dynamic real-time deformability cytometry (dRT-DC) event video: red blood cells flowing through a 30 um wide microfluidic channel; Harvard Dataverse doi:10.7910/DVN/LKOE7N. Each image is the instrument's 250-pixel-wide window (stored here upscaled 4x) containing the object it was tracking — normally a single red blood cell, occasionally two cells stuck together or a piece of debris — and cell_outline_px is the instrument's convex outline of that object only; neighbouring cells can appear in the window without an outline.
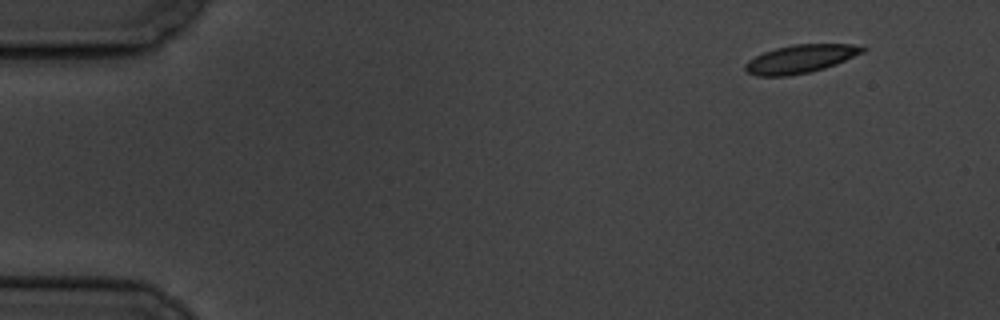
{"species": "common noctule bat (a hibernating species)", "species_latin": "Nyctalus noctula", "temperature_condition": "cold", "stored_images_in_passage": 4, "camera_frame_rate_fps": 3000, "um_per_image_px": 0.085, "animal": {"sex": "male", "body_mass_g": 19.5, "forearm_length_mm": 54.6}, "frame": {"image": 1, "passage_image": 1, "time_ms": 0.0, "image_size_px": [1000, 320], "cell_outline_px": [[868, 48], [864, 52], [836, 64], [824, 68], [808, 72], [788, 76], [756, 76], [748, 72], [744, 68], [744, 64], [748, 60], [764, 52], [776, 48], [792, 44], [852, 44]], "centroid_in_image_um": [68.03, 5.0], "position_along_channel_um": 17.0, "area_um2": 19.25}}